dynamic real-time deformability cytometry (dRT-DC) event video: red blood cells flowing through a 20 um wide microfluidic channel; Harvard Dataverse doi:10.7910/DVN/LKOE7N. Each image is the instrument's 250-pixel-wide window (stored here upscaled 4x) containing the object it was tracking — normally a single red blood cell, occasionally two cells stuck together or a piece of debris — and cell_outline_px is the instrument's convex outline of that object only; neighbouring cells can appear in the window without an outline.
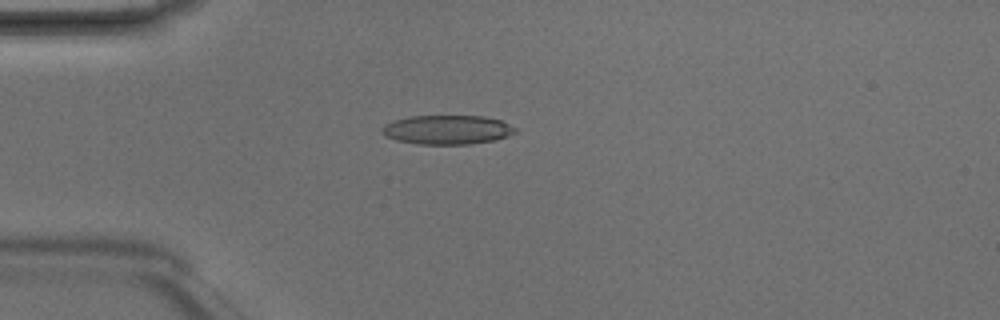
{"species": "Egyptian fruit bat (a non-hibernating species)", "species_latin": "Rousettus aegyptiacus", "temperature_condition": "room temperature", "stored_images_in_passage": 5, "camera_frame_rate_fps": 3000, "um_per_image_px": 0.085, "animal": {"sex": "male"}, "frame": {"image": 1, "passage_image": 4, "time_ms": 1.0, "image_size_px": [1000, 320], "cell_outline_px": [[516, 132], [508, 136], [496, 140], [468, 144], [420, 144], [396, 140], [380, 132], [380, 128], [384, 124], [396, 120], [412, 116], [484, 116], [500, 120], [516, 128]], "centroid_in_image_um": [38.02, 11.03], "position_along_channel_um": 47.0, "area_um2": 22.54}}